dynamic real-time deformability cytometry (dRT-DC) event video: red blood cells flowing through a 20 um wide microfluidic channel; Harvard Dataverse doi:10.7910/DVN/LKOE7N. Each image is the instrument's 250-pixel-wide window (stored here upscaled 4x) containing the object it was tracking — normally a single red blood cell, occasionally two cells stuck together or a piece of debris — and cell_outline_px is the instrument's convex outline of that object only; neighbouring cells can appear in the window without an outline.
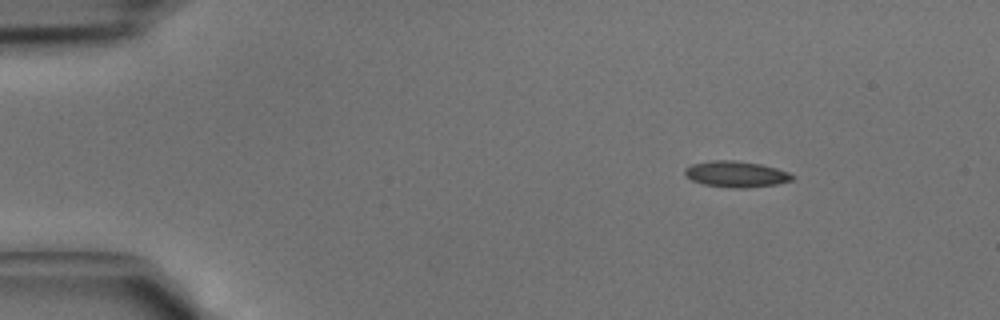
{"species": "common noctule bat (a hibernating species)", "species_latin": "Nyctalus noctula", "temperature_condition": "cold", "stored_images_in_passage": 3, "camera_frame_rate_fps": 3000, "um_per_image_px": 0.085, "animal": {"sex": "male", "body_mass_g": 15.6}, "frame": {"image": 1, "passage_image": 1, "time_ms": 0.0, "image_size_px": [1000, 320], "cell_outline_px": [[792, 180], [776, 184], [744, 188], [732, 188], [704, 184], [692, 180], [684, 172], [684, 168], [692, 164], [708, 160], [736, 160], [760, 164], [776, 168], [788, 172], [792, 176]], "centroid_in_image_um": [62.53, 14.79], "position_along_channel_um": 22.5, "area_um2": 16.18}}
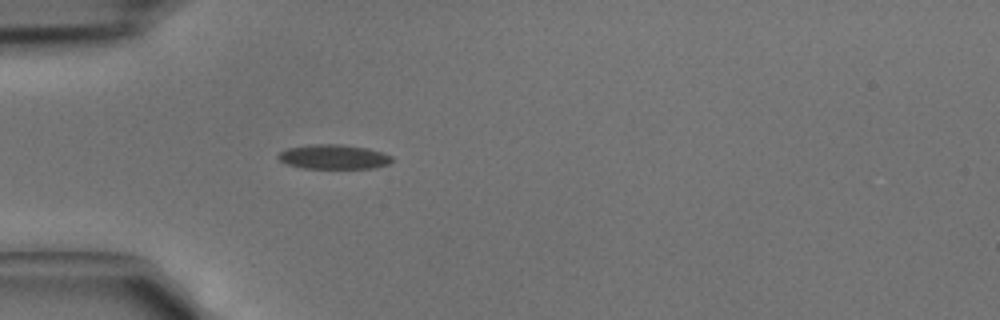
{"frame": {"image": 2, "passage_image": 3, "time_ms": 0.667, "image_size_px": [1000, 320], "cell_outline_px": [[392, 160], [388, 164], [372, 168], [304, 168], [288, 164], [280, 160], [276, 156], [280, 152], [288, 148], [308, 144], [340, 144], [368, 148], [392, 156]], "centroid_in_image_um": [28.34, 13.32], "position_along_channel_um": 56.7, "area_um2": 16.13}}